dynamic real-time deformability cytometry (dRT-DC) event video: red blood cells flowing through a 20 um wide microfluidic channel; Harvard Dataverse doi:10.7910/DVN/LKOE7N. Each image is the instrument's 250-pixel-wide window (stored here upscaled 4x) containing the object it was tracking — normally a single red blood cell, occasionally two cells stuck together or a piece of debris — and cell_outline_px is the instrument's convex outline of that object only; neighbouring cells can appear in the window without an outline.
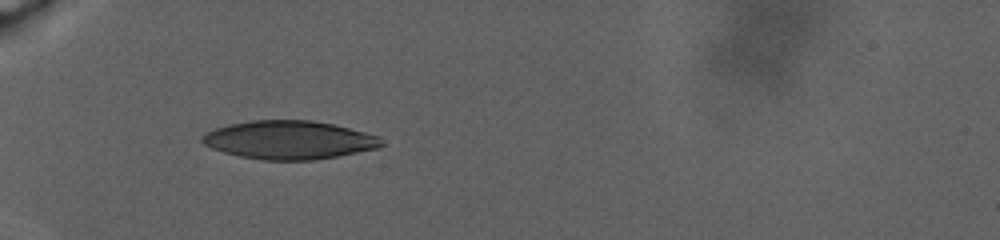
{"species": "human", "species_latin": "Homo sapiens", "temperature_condition": "warm", "stored_images_in_passage": 84, "camera_frame_rate_fps": 3000, "um_per_image_px": 0.085, "donor": {"sex": "male"}, "frame": {"image": 1, "passage_image": 1, "time_ms": 0.0, "image_size_px": [1000, 240], "cell_outline_px": [[384, 144], [380, 148], [316, 160], [264, 160], [240, 156], [224, 152], [212, 148], [204, 144], [200, 140], [200, 136], [216, 128], [232, 124], [252, 120], [312, 120], [332, 124], [380, 136]], "centroid_in_image_um": [24.6, 11.9], "position_along_channel_um": 60.4, "area_um2": 40.06}}
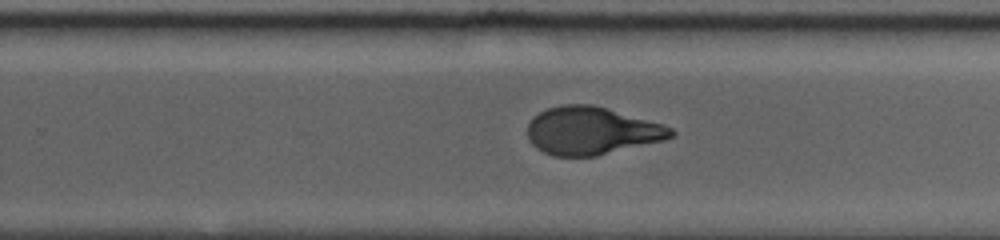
{"frame": {"image": 2, "passage_image": 38, "time_ms": 11.0, "image_size_px": [1000, 240], "cell_outline_px": [[676, 132], [672, 136], [664, 140], [596, 156], [552, 156], [536, 148], [528, 140], [528, 124], [540, 112], [548, 108], [564, 104], [592, 104], [660, 124], [672, 128]], "centroid_in_image_um": [50.25, 11.13], "position_along_channel_um": 279.6, "area_um2": 39.48}}
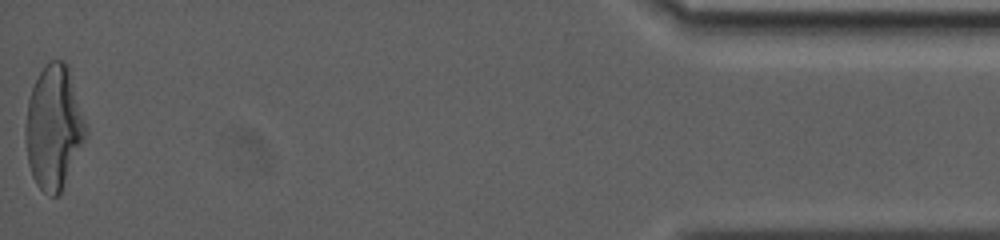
{"frame": {"image": 3, "passage_image": 84, "time_ms": 21.333, "image_size_px": [1000, 240], "cell_outline_px": [[88, 132], [60, 192], [56, 196], [52, 196], [44, 192], [36, 184], [32, 176], [28, 164], [24, 140], [24, 128], [28, 100], [32, 88], [44, 64], [52, 60], [64, 60], [68, 64]], "centroid_in_image_um": [4.54, 10.8], "position_along_channel_um": 430.7, "area_um2": 43.29}, "authors_computed_cell_mechanics": {"area_um2": 40.5756, "velocity_mm_per_s": 2.1688, "shape_relaxation_time_tau1_ms": null, "shape_relaxation_time_tau2_ms": 1.763, "deformation_change_tau1": null, "deformation_change_tau2": 0.0717}}